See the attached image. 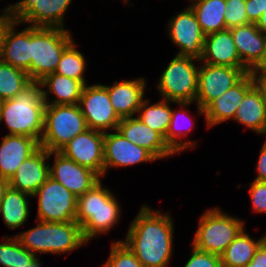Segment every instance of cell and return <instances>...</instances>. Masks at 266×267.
<instances>
[{
  "label": "cell",
  "instance_id": "obj_8",
  "mask_svg": "<svg viewBox=\"0 0 266 267\" xmlns=\"http://www.w3.org/2000/svg\"><path fill=\"white\" fill-rule=\"evenodd\" d=\"M192 57L175 55L159 77L157 88L162 99L196 103L199 66Z\"/></svg>",
  "mask_w": 266,
  "mask_h": 267
},
{
  "label": "cell",
  "instance_id": "obj_30",
  "mask_svg": "<svg viewBox=\"0 0 266 267\" xmlns=\"http://www.w3.org/2000/svg\"><path fill=\"white\" fill-rule=\"evenodd\" d=\"M265 240L266 234L254 240L244 228L221 255L222 267H245Z\"/></svg>",
  "mask_w": 266,
  "mask_h": 267
},
{
  "label": "cell",
  "instance_id": "obj_18",
  "mask_svg": "<svg viewBox=\"0 0 266 267\" xmlns=\"http://www.w3.org/2000/svg\"><path fill=\"white\" fill-rule=\"evenodd\" d=\"M255 86V81L248 72L237 84L233 85L223 95L212 100L204 108V120L208 129L215 125L234 119L239 104L244 96Z\"/></svg>",
  "mask_w": 266,
  "mask_h": 267
},
{
  "label": "cell",
  "instance_id": "obj_41",
  "mask_svg": "<svg viewBox=\"0 0 266 267\" xmlns=\"http://www.w3.org/2000/svg\"><path fill=\"white\" fill-rule=\"evenodd\" d=\"M257 177L254 178L256 181L266 182V143L264 142L261 146L259 158L256 163Z\"/></svg>",
  "mask_w": 266,
  "mask_h": 267
},
{
  "label": "cell",
  "instance_id": "obj_27",
  "mask_svg": "<svg viewBox=\"0 0 266 267\" xmlns=\"http://www.w3.org/2000/svg\"><path fill=\"white\" fill-rule=\"evenodd\" d=\"M177 104L180 110L172 108L171 121L164 140L175 154H181L184 150L196 147L197 142L190 139L180 141L184 137L187 138L186 135L194 129L195 121L187 111V107L192 105V102H177Z\"/></svg>",
  "mask_w": 266,
  "mask_h": 267
},
{
  "label": "cell",
  "instance_id": "obj_25",
  "mask_svg": "<svg viewBox=\"0 0 266 267\" xmlns=\"http://www.w3.org/2000/svg\"><path fill=\"white\" fill-rule=\"evenodd\" d=\"M39 82L41 84L43 100L48 105L79 104L85 86L79 80L61 76L56 73L46 75ZM50 94L55 96L54 100H49Z\"/></svg>",
  "mask_w": 266,
  "mask_h": 267
},
{
  "label": "cell",
  "instance_id": "obj_12",
  "mask_svg": "<svg viewBox=\"0 0 266 267\" xmlns=\"http://www.w3.org/2000/svg\"><path fill=\"white\" fill-rule=\"evenodd\" d=\"M72 0H20L13 3L11 18L20 25L65 28L64 15Z\"/></svg>",
  "mask_w": 266,
  "mask_h": 267
},
{
  "label": "cell",
  "instance_id": "obj_3",
  "mask_svg": "<svg viewBox=\"0 0 266 267\" xmlns=\"http://www.w3.org/2000/svg\"><path fill=\"white\" fill-rule=\"evenodd\" d=\"M114 193L103 186L102 179L90 190L77 197L76 222L85 240L109 233L121 217V207Z\"/></svg>",
  "mask_w": 266,
  "mask_h": 267
},
{
  "label": "cell",
  "instance_id": "obj_1",
  "mask_svg": "<svg viewBox=\"0 0 266 267\" xmlns=\"http://www.w3.org/2000/svg\"><path fill=\"white\" fill-rule=\"evenodd\" d=\"M168 213L143 204L122 240L143 267H166L172 259L174 221Z\"/></svg>",
  "mask_w": 266,
  "mask_h": 267
},
{
  "label": "cell",
  "instance_id": "obj_40",
  "mask_svg": "<svg viewBox=\"0 0 266 267\" xmlns=\"http://www.w3.org/2000/svg\"><path fill=\"white\" fill-rule=\"evenodd\" d=\"M12 8L13 5H7V7H5L4 9L2 8V13L0 14V57L2 53L3 40L6 29L13 22V19L11 18Z\"/></svg>",
  "mask_w": 266,
  "mask_h": 267
},
{
  "label": "cell",
  "instance_id": "obj_6",
  "mask_svg": "<svg viewBox=\"0 0 266 267\" xmlns=\"http://www.w3.org/2000/svg\"><path fill=\"white\" fill-rule=\"evenodd\" d=\"M73 41L66 28L31 26L30 79L39 82L54 73L64 50Z\"/></svg>",
  "mask_w": 266,
  "mask_h": 267
},
{
  "label": "cell",
  "instance_id": "obj_22",
  "mask_svg": "<svg viewBox=\"0 0 266 267\" xmlns=\"http://www.w3.org/2000/svg\"><path fill=\"white\" fill-rule=\"evenodd\" d=\"M39 147L32 137L6 134L0 145V177L8 180Z\"/></svg>",
  "mask_w": 266,
  "mask_h": 267
},
{
  "label": "cell",
  "instance_id": "obj_23",
  "mask_svg": "<svg viewBox=\"0 0 266 267\" xmlns=\"http://www.w3.org/2000/svg\"><path fill=\"white\" fill-rule=\"evenodd\" d=\"M200 62L229 67H246L238 55L230 29L205 36Z\"/></svg>",
  "mask_w": 266,
  "mask_h": 267
},
{
  "label": "cell",
  "instance_id": "obj_15",
  "mask_svg": "<svg viewBox=\"0 0 266 267\" xmlns=\"http://www.w3.org/2000/svg\"><path fill=\"white\" fill-rule=\"evenodd\" d=\"M54 161L49 163L50 177L63 184L75 196L90 190L102 178L88 167L79 165L59 151H51Z\"/></svg>",
  "mask_w": 266,
  "mask_h": 267
},
{
  "label": "cell",
  "instance_id": "obj_21",
  "mask_svg": "<svg viewBox=\"0 0 266 267\" xmlns=\"http://www.w3.org/2000/svg\"><path fill=\"white\" fill-rule=\"evenodd\" d=\"M147 80L143 77L134 80L114 81L111 86L104 85L108 89L110 102L114 111L120 118L132 117L144 99Z\"/></svg>",
  "mask_w": 266,
  "mask_h": 267
},
{
  "label": "cell",
  "instance_id": "obj_36",
  "mask_svg": "<svg viewBox=\"0 0 266 267\" xmlns=\"http://www.w3.org/2000/svg\"><path fill=\"white\" fill-rule=\"evenodd\" d=\"M245 4L246 0H226L224 20L227 29L249 24Z\"/></svg>",
  "mask_w": 266,
  "mask_h": 267
},
{
  "label": "cell",
  "instance_id": "obj_48",
  "mask_svg": "<svg viewBox=\"0 0 266 267\" xmlns=\"http://www.w3.org/2000/svg\"><path fill=\"white\" fill-rule=\"evenodd\" d=\"M2 100H0V116H1V109H2Z\"/></svg>",
  "mask_w": 266,
  "mask_h": 267
},
{
  "label": "cell",
  "instance_id": "obj_43",
  "mask_svg": "<svg viewBox=\"0 0 266 267\" xmlns=\"http://www.w3.org/2000/svg\"><path fill=\"white\" fill-rule=\"evenodd\" d=\"M256 87L261 91L266 102V74H252Z\"/></svg>",
  "mask_w": 266,
  "mask_h": 267
},
{
  "label": "cell",
  "instance_id": "obj_33",
  "mask_svg": "<svg viewBox=\"0 0 266 267\" xmlns=\"http://www.w3.org/2000/svg\"><path fill=\"white\" fill-rule=\"evenodd\" d=\"M0 242V265L3 267H28L37 257L24 248L14 236H3Z\"/></svg>",
  "mask_w": 266,
  "mask_h": 267
},
{
  "label": "cell",
  "instance_id": "obj_19",
  "mask_svg": "<svg viewBox=\"0 0 266 267\" xmlns=\"http://www.w3.org/2000/svg\"><path fill=\"white\" fill-rule=\"evenodd\" d=\"M117 130L130 142L148 150L157 160L175 154L158 132L148 127L136 116L121 118Z\"/></svg>",
  "mask_w": 266,
  "mask_h": 267
},
{
  "label": "cell",
  "instance_id": "obj_45",
  "mask_svg": "<svg viewBox=\"0 0 266 267\" xmlns=\"http://www.w3.org/2000/svg\"><path fill=\"white\" fill-rule=\"evenodd\" d=\"M256 27L261 32H263L264 34H266V10L263 11L262 15L260 16V18L256 22Z\"/></svg>",
  "mask_w": 266,
  "mask_h": 267
},
{
  "label": "cell",
  "instance_id": "obj_32",
  "mask_svg": "<svg viewBox=\"0 0 266 267\" xmlns=\"http://www.w3.org/2000/svg\"><path fill=\"white\" fill-rule=\"evenodd\" d=\"M32 82L26 71L0 60V100L14 98Z\"/></svg>",
  "mask_w": 266,
  "mask_h": 267
},
{
  "label": "cell",
  "instance_id": "obj_29",
  "mask_svg": "<svg viewBox=\"0 0 266 267\" xmlns=\"http://www.w3.org/2000/svg\"><path fill=\"white\" fill-rule=\"evenodd\" d=\"M189 6L194 11L205 35L227 29L224 15L226 0H191Z\"/></svg>",
  "mask_w": 266,
  "mask_h": 267
},
{
  "label": "cell",
  "instance_id": "obj_42",
  "mask_svg": "<svg viewBox=\"0 0 266 267\" xmlns=\"http://www.w3.org/2000/svg\"><path fill=\"white\" fill-rule=\"evenodd\" d=\"M245 267H266V240L258 247L251 262Z\"/></svg>",
  "mask_w": 266,
  "mask_h": 267
},
{
  "label": "cell",
  "instance_id": "obj_46",
  "mask_svg": "<svg viewBox=\"0 0 266 267\" xmlns=\"http://www.w3.org/2000/svg\"><path fill=\"white\" fill-rule=\"evenodd\" d=\"M7 187H8V180L0 177V204L2 202V196H3L4 190Z\"/></svg>",
  "mask_w": 266,
  "mask_h": 267
},
{
  "label": "cell",
  "instance_id": "obj_7",
  "mask_svg": "<svg viewBox=\"0 0 266 267\" xmlns=\"http://www.w3.org/2000/svg\"><path fill=\"white\" fill-rule=\"evenodd\" d=\"M88 129L86 120L78 104L45 105L44 131L40 146L51 151H59L75 136Z\"/></svg>",
  "mask_w": 266,
  "mask_h": 267
},
{
  "label": "cell",
  "instance_id": "obj_4",
  "mask_svg": "<svg viewBox=\"0 0 266 267\" xmlns=\"http://www.w3.org/2000/svg\"><path fill=\"white\" fill-rule=\"evenodd\" d=\"M36 221L38 223L36 226L14 236L37 258H39L38 254H69L88 244L83 236L81 226L76 221Z\"/></svg>",
  "mask_w": 266,
  "mask_h": 267
},
{
  "label": "cell",
  "instance_id": "obj_10",
  "mask_svg": "<svg viewBox=\"0 0 266 267\" xmlns=\"http://www.w3.org/2000/svg\"><path fill=\"white\" fill-rule=\"evenodd\" d=\"M196 108L200 116L215 98L237 84L250 70L247 67H229L200 62Z\"/></svg>",
  "mask_w": 266,
  "mask_h": 267
},
{
  "label": "cell",
  "instance_id": "obj_5",
  "mask_svg": "<svg viewBox=\"0 0 266 267\" xmlns=\"http://www.w3.org/2000/svg\"><path fill=\"white\" fill-rule=\"evenodd\" d=\"M244 222L223 212L219 207L209 208L198 220L192 245L201 251L221 256L245 228Z\"/></svg>",
  "mask_w": 266,
  "mask_h": 267
},
{
  "label": "cell",
  "instance_id": "obj_26",
  "mask_svg": "<svg viewBox=\"0 0 266 267\" xmlns=\"http://www.w3.org/2000/svg\"><path fill=\"white\" fill-rule=\"evenodd\" d=\"M234 122L244 125L254 133H266V102L256 85L244 96L234 115Z\"/></svg>",
  "mask_w": 266,
  "mask_h": 267
},
{
  "label": "cell",
  "instance_id": "obj_37",
  "mask_svg": "<svg viewBox=\"0 0 266 267\" xmlns=\"http://www.w3.org/2000/svg\"><path fill=\"white\" fill-rule=\"evenodd\" d=\"M191 247V256L184 267H222L221 256Z\"/></svg>",
  "mask_w": 266,
  "mask_h": 267
},
{
  "label": "cell",
  "instance_id": "obj_34",
  "mask_svg": "<svg viewBox=\"0 0 266 267\" xmlns=\"http://www.w3.org/2000/svg\"><path fill=\"white\" fill-rule=\"evenodd\" d=\"M86 59L84 55L77 50V45L73 41L63 52L58 66L54 73L81 81L87 84L84 78L86 69Z\"/></svg>",
  "mask_w": 266,
  "mask_h": 267
},
{
  "label": "cell",
  "instance_id": "obj_28",
  "mask_svg": "<svg viewBox=\"0 0 266 267\" xmlns=\"http://www.w3.org/2000/svg\"><path fill=\"white\" fill-rule=\"evenodd\" d=\"M32 196L10 188L4 190L2 202L0 204V214L5 226L11 230H15L27 221L30 215V200Z\"/></svg>",
  "mask_w": 266,
  "mask_h": 267
},
{
  "label": "cell",
  "instance_id": "obj_17",
  "mask_svg": "<svg viewBox=\"0 0 266 267\" xmlns=\"http://www.w3.org/2000/svg\"><path fill=\"white\" fill-rule=\"evenodd\" d=\"M51 158L50 152L40 146L8 179V186L32 196L50 177L47 160Z\"/></svg>",
  "mask_w": 266,
  "mask_h": 267
},
{
  "label": "cell",
  "instance_id": "obj_38",
  "mask_svg": "<svg viewBox=\"0 0 266 267\" xmlns=\"http://www.w3.org/2000/svg\"><path fill=\"white\" fill-rule=\"evenodd\" d=\"M251 208L254 213H266V182L254 180L249 189Z\"/></svg>",
  "mask_w": 266,
  "mask_h": 267
},
{
  "label": "cell",
  "instance_id": "obj_31",
  "mask_svg": "<svg viewBox=\"0 0 266 267\" xmlns=\"http://www.w3.org/2000/svg\"><path fill=\"white\" fill-rule=\"evenodd\" d=\"M149 103V99L142 100L136 117L165 139L172 115V107L170 105L172 103L175 105L177 102L161 98L160 101L154 104Z\"/></svg>",
  "mask_w": 266,
  "mask_h": 267
},
{
  "label": "cell",
  "instance_id": "obj_39",
  "mask_svg": "<svg viewBox=\"0 0 266 267\" xmlns=\"http://www.w3.org/2000/svg\"><path fill=\"white\" fill-rule=\"evenodd\" d=\"M245 9L248 22L256 24L263 11L266 10V0H246Z\"/></svg>",
  "mask_w": 266,
  "mask_h": 267
},
{
  "label": "cell",
  "instance_id": "obj_14",
  "mask_svg": "<svg viewBox=\"0 0 266 267\" xmlns=\"http://www.w3.org/2000/svg\"><path fill=\"white\" fill-rule=\"evenodd\" d=\"M65 157L104 177V133L87 129L65 144L60 150Z\"/></svg>",
  "mask_w": 266,
  "mask_h": 267
},
{
  "label": "cell",
  "instance_id": "obj_2",
  "mask_svg": "<svg viewBox=\"0 0 266 267\" xmlns=\"http://www.w3.org/2000/svg\"><path fill=\"white\" fill-rule=\"evenodd\" d=\"M45 105L41 84L33 81L20 94L2 102L0 123L5 122L8 134L32 137L40 143Z\"/></svg>",
  "mask_w": 266,
  "mask_h": 267
},
{
  "label": "cell",
  "instance_id": "obj_16",
  "mask_svg": "<svg viewBox=\"0 0 266 267\" xmlns=\"http://www.w3.org/2000/svg\"><path fill=\"white\" fill-rule=\"evenodd\" d=\"M157 159L146 149L127 140L118 130L104 133V176L110 168H121Z\"/></svg>",
  "mask_w": 266,
  "mask_h": 267
},
{
  "label": "cell",
  "instance_id": "obj_13",
  "mask_svg": "<svg viewBox=\"0 0 266 267\" xmlns=\"http://www.w3.org/2000/svg\"><path fill=\"white\" fill-rule=\"evenodd\" d=\"M167 25L168 38L179 49L177 55L200 60L206 35L191 7L171 17Z\"/></svg>",
  "mask_w": 266,
  "mask_h": 267
},
{
  "label": "cell",
  "instance_id": "obj_20",
  "mask_svg": "<svg viewBox=\"0 0 266 267\" xmlns=\"http://www.w3.org/2000/svg\"><path fill=\"white\" fill-rule=\"evenodd\" d=\"M18 24V22L13 21L6 29L0 60L26 71L30 77V65L32 62L31 26H26L19 32L16 29L19 26Z\"/></svg>",
  "mask_w": 266,
  "mask_h": 267
},
{
  "label": "cell",
  "instance_id": "obj_44",
  "mask_svg": "<svg viewBox=\"0 0 266 267\" xmlns=\"http://www.w3.org/2000/svg\"><path fill=\"white\" fill-rule=\"evenodd\" d=\"M249 72L251 74H266V46L261 59Z\"/></svg>",
  "mask_w": 266,
  "mask_h": 267
},
{
  "label": "cell",
  "instance_id": "obj_9",
  "mask_svg": "<svg viewBox=\"0 0 266 267\" xmlns=\"http://www.w3.org/2000/svg\"><path fill=\"white\" fill-rule=\"evenodd\" d=\"M34 197L38 198L36 220L76 221L77 196L51 177L32 195V198Z\"/></svg>",
  "mask_w": 266,
  "mask_h": 267
},
{
  "label": "cell",
  "instance_id": "obj_11",
  "mask_svg": "<svg viewBox=\"0 0 266 267\" xmlns=\"http://www.w3.org/2000/svg\"><path fill=\"white\" fill-rule=\"evenodd\" d=\"M78 105L88 129L103 133L117 130L121 118L114 111L108 89L103 84H86Z\"/></svg>",
  "mask_w": 266,
  "mask_h": 267
},
{
  "label": "cell",
  "instance_id": "obj_47",
  "mask_svg": "<svg viewBox=\"0 0 266 267\" xmlns=\"http://www.w3.org/2000/svg\"><path fill=\"white\" fill-rule=\"evenodd\" d=\"M42 263L39 258H37L33 263H31L28 267H41Z\"/></svg>",
  "mask_w": 266,
  "mask_h": 267
},
{
  "label": "cell",
  "instance_id": "obj_24",
  "mask_svg": "<svg viewBox=\"0 0 266 267\" xmlns=\"http://www.w3.org/2000/svg\"><path fill=\"white\" fill-rule=\"evenodd\" d=\"M242 63L251 70L261 59L266 46V34L254 23L230 29Z\"/></svg>",
  "mask_w": 266,
  "mask_h": 267
},
{
  "label": "cell",
  "instance_id": "obj_35",
  "mask_svg": "<svg viewBox=\"0 0 266 267\" xmlns=\"http://www.w3.org/2000/svg\"><path fill=\"white\" fill-rule=\"evenodd\" d=\"M109 257L102 267H143L142 263L122 241H112Z\"/></svg>",
  "mask_w": 266,
  "mask_h": 267
}]
</instances>
